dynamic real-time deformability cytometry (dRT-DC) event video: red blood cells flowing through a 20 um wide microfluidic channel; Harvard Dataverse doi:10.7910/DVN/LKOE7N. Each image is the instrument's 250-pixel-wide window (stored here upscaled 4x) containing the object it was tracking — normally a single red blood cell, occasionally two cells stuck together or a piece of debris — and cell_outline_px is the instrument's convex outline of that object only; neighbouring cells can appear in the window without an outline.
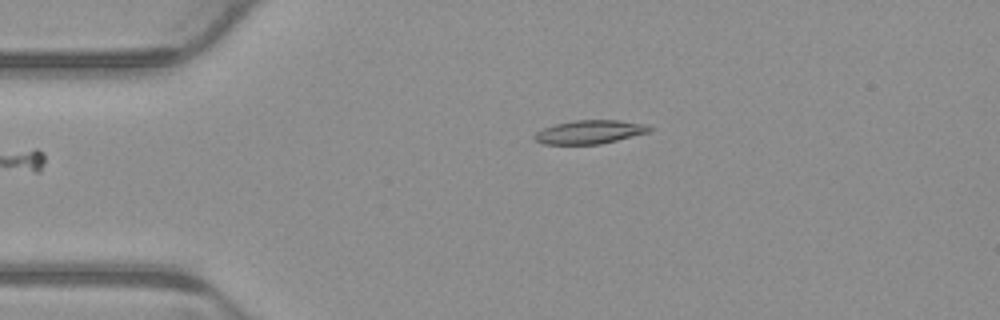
{"species": "common noctule bat (a hibernating species)", "species_latin": "Nyctalus noctula", "temperature_condition": "warm", "stored_images_in_passage": 3, "camera_frame_rate_fps": 3000, "um_per_image_px": 0.085, "animal": {"sex": "male", "body_mass_g": 23.1, "forearm_length_mm": 52.7}, "frame": {"image": 1, "passage_image": 3, "time_ms": 0.667, "image_size_px": [1000, 320], "cell_outline_px": [[656, 128], [648, 132], [600, 144], [544, 144], [536, 140], [532, 136], [536, 132], [544, 128], [556, 124], [572, 120], [620, 120], [648, 124]], "centroid_in_image_um": [50.16, 11.2], "position_along_channel_um": 34.8, "area_um2": 15.84}}